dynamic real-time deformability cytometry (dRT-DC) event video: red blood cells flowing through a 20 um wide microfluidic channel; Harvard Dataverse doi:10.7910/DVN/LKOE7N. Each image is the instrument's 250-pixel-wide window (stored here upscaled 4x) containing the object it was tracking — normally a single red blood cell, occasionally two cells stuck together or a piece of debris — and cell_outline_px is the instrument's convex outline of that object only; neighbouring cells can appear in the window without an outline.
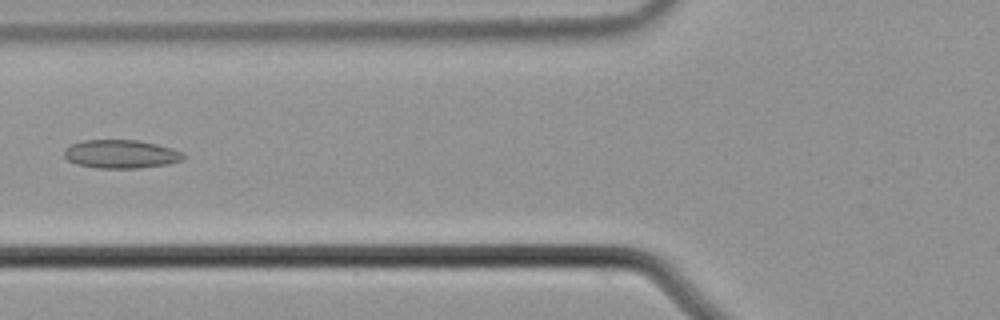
{"species": "common noctule bat (a hibernating species)", "species_latin": "Nyctalus noctula", "temperature_condition": "cold", "stored_images_in_passage": 6, "camera_frame_rate_fps": 3000, "um_per_image_px": 0.085, "animal": {"sex": "male", "body_mass_g": 21.5, "forearm_length_mm": 52.0}, "frame": {"image": 1, "passage_image": 6, "time_ms": 1.667, "image_size_px": [1000, 320], "cell_outline_px": [[184, 156], [180, 160], [168, 164], [140, 168], [96, 168], [76, 164], [68, 160], [64, 156], [64, 152], [72, 144], [80, 140], [136, 140], [156, 144], [172, 148], [180, 152]], "centroid_in_image_um": [10.25, 13.1], "position_along_channel_um": 115.6, "area_um2": 19.59}}